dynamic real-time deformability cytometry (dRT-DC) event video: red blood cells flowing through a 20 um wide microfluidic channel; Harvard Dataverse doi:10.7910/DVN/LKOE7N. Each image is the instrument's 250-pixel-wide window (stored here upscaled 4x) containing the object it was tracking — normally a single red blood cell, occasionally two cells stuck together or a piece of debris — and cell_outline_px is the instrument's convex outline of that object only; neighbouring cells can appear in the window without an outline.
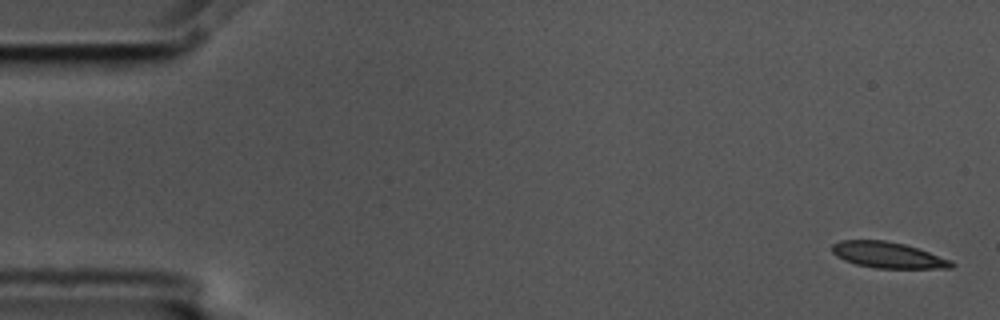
{"species": "common noctule bat (a hibernating species)", "species_latin": "Nyctalus noctula", "temperature_condition": "cold", "stored_images_in_passage": 6, "camera_frame_rate_fps": 3000, "um_per_image_px": 0.085, "animal": {"sex": "male", "body_mass_g": 17.5, "forearm_length_mm": 52.3}, "frame": {"image": 1, "passage_image": 1, "time_ms": 0.0, "image_size_px": [1000, 320], "cell_outline_px": [[956, 264], [952, 268], [876, 268], [856, 264], [844, 260], [836, 256], [832, 252], [832, 244], [840, 240], [884, 240], [904, 244], [952, 260]], "centroid_in_image_um": [75.46, 21.68], "position_along_channel_um": 9.5, "area_um2": 18.03}}
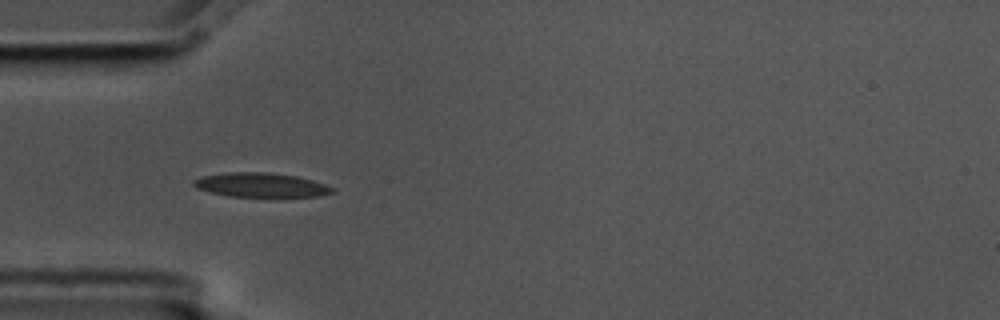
{"frame": {"image": 2, "passage_image": 5, "time_ms": 1.333, "image_size_px": [1000, 320], "cell_outline_px": [[332, 192], [320, 196], [228, 196], [196, 188], [192, 184], [192, 180], [204, 176], [228, 172], [264, 172], [296, 176], [312, 180], [324, 184], [332, 188]], "centroid_in_image_um": [22.13, 15.72], "position_along_channel_um": 62.9, "area_um2": 19.19}}